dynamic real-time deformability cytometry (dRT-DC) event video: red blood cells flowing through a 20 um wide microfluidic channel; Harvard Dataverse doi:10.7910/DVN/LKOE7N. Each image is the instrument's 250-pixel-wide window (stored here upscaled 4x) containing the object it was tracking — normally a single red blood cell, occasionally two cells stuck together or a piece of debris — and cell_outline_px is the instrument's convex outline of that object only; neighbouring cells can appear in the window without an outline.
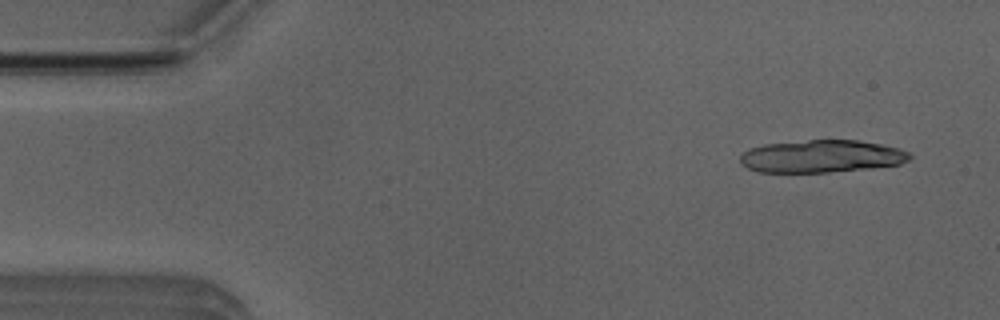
{"species": "Egyptian fruit bat (a non-hibernating species)", "species_latin": "Rousettus aegyptiacus", "temperature_condition": "room temperature", "stored_images_in_passage": 12, "camera_frame_rate_fps": 3000, "um_per_image_px": 0.085, "animal": {"sex": "male"}, "frame": {"image": 1, "passage_image": 1, "time_ms": 0.0, "image_size_px": [1000, 320], "cell_outline_px": [[912, 156], [908, 160], [900, 164], [872, 168], [828, 172], [760, 172], [748, 168], [740, 164], [740, 156], [748, 148], [764, 144], [808, 140], [860, 140], [884, 144], [908, 152]], "centroid_in_image_um": [69.82, 13.28], "position_along_channel_um": 15.2, "area_um2": 32.25}}